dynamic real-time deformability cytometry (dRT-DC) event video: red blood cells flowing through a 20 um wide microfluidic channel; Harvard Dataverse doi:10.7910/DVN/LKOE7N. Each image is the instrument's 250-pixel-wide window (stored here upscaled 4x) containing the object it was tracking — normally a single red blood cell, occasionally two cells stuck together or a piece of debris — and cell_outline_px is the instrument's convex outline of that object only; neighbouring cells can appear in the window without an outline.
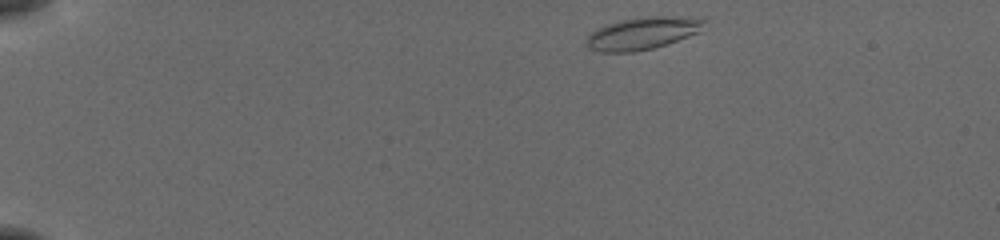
{"species": "common noctule bat (a hibernating species)", "species_latin": "Nyctalus noctula", "temperature_condition": "cold", "stored_images_in_passage": 45, "camera_frame_rate_fps": 3000, "um_per_image_px": 0.085, "animal": {"sex": "female", "body_mass_g": 19.5, "forearm_length_mm": 54.1}, "frame": {"image": 1, "passage_image": 1, "time_ms": 0.0, "image_size_px": [1000, 240], "cell_outline_px": [[708, 20], [700, 32], [668, 44], [652, 48], [632, 52], [600, 52], [588, 48], [584, 40], [596, 28], [620, 20], [648, 16], [668, 16]], "centroid_in_image_um": [54.59, 2.84], "position_along_channel_um": 30.4, "area_um2": 22.2}}
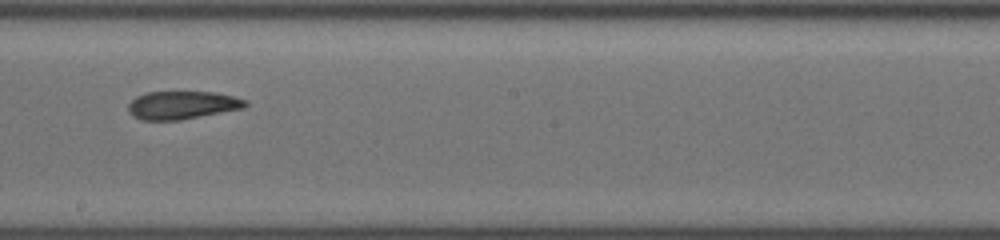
{"frame": {"image": 2, "passage_image": 24, "time_ms": 7.667, "image_size_px": [1000, 240], "cell_outline_px": [[248, 104], [244, 108], [180, 120], [140, 120], [132, 116], [128, 112], [128, 104], [136, 96], [148, 92], [216, 92], [248, 100]], "centroid_in_image_um": [15.47, 8.94], "position_along_channel_um": 232.7, "area_um2": 19.25}}
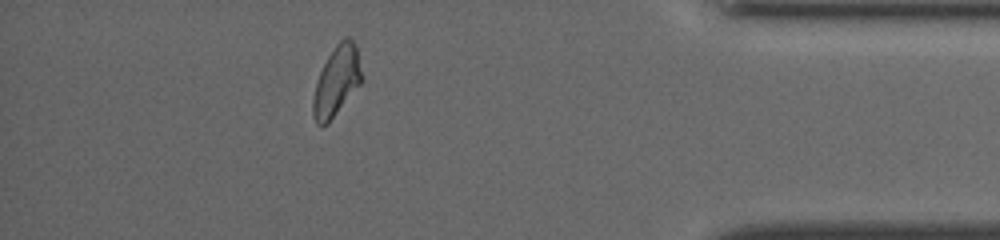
{"frame": {"image": 3, "passage_image": 40, "time_ms": 13.0, "image_size_px": [1000, 240], "cell_outline_px": [[360, 84], [328, 124], [320, 128], [316, 124], [312, 116], [312, 100], [316, 84], [320, 72], [328, 56], [336, 44], [344, 36], [348, 36], [352, 40], [356, 48], [360, 72]], "centroid_in_image_um": [28.55, 6.95], "position_along_channel_um": 406.6, "area_um2": 19.48}, "authors_computed_cell_mechanics": {"area_um2": 20.1144, "velocity_mm_per_s": 3.8566, "shape_relaxation_time_tau1_ms": null, "shape_relaxation_time_tau2_ms": 2.2753, "deformation_change_tau1": null, "deformation_change_tau2": 0.0874}}